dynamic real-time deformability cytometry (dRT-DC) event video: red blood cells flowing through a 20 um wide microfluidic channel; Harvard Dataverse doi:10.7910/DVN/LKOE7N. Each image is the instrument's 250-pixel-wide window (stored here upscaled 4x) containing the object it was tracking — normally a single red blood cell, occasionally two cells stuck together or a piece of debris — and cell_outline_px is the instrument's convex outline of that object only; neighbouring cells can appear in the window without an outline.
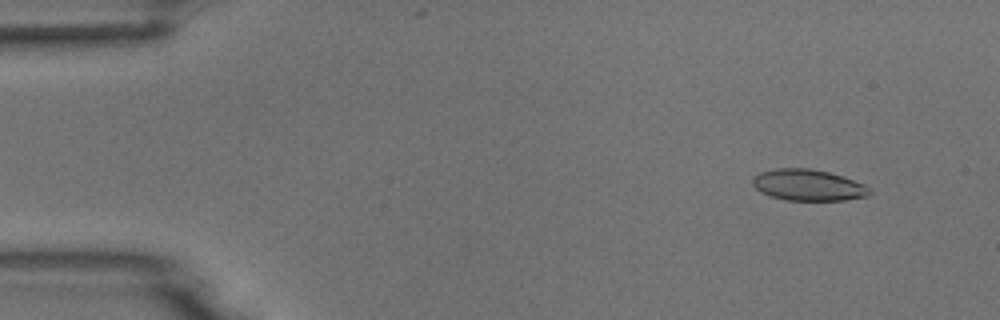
{"species": "common noctule bat (a hibernating species)", "species_latin": "Nyctalus noctula", "temperature_condition": "room temperature", "stored_images_in_passage": 54, "camera_frame_rate_fps": 3000, "um_per_image_px": 0.085, "animal": {"sex": "male", "body_mass_g": 18.8}, "frame": {"image": 1, "passage_image": 5, "time_ms": 1.333, "image_size_px": [1000, 320], "cell_outline_px": [[872, 192], [868, 196], [844, 200], [784, 200], [760, 192], [752, 184], [752, 180], [760, 172], [776, 168], [808, 168], [828, 172], [864, 184]], "centroid_in_image_um": [68.68, 15.73], "position_along_channel_um": 16.3, "area_um2": 21.1}}
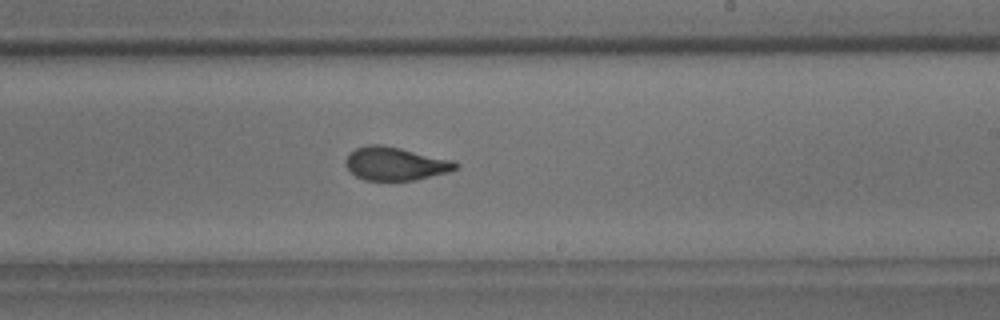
{"frame": {"image": 2, "passage_image": 32, "time_ms": 10.333, "image_size_px": [1000, 320], "cell_outline_px": [[460, 168], [448, 172], [416, 180], [364, 180], [356, 176], [344, 164], [344, 160], [348, 152], [356, 148], [368, 144], [380, 144], [400, 148], [452, 160], [460, 164]], "centroid_in_image_um": [33.59, 13.91], "position_along_channel_um": 255.4, "area_um2": 21.44}}
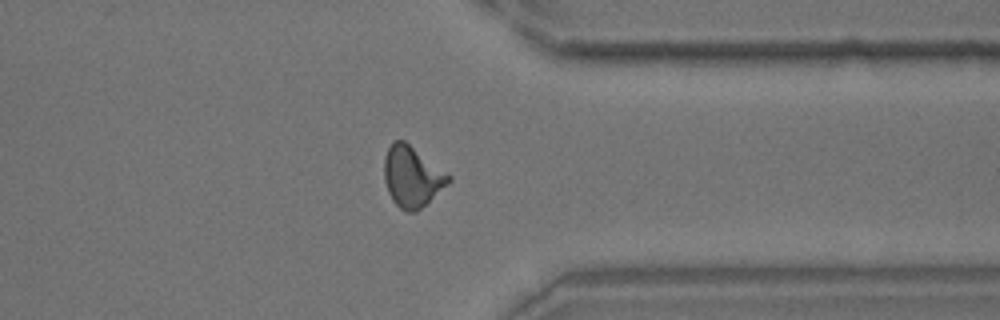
{"frame": {"image": 3, "passage_image": 42, "time_ms": 13.667, "image_size_px": [1000, 320], "cell_outline_px": [[452, 180], [448, 184], [416, 212], [408, 212], [400, 208], [392, 200], [388, 192], [384, 180], [384, 156], [392, 140], [404, 140], [452, 176]], "centroid_in_image_um": [35.01, 15.0], "position_along_channel_um": 376.4, "area_um2": 22.77}}